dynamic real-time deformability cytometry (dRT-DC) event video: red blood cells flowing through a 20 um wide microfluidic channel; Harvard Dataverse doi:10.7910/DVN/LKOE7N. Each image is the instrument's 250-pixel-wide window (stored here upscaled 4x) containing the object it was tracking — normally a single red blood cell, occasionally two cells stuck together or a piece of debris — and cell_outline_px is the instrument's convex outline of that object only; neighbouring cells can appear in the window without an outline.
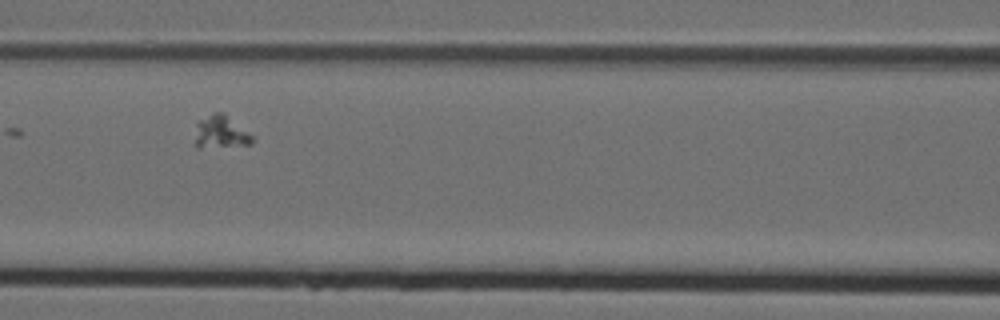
{"species": "Egyptian fruit bat (a non-hibernating species)", "species_latin": "Rousettus aegyptiacus", "temperature_condition": "cold", "stored_images_in_passage": 11, "camera_frame_rate_fps": 3000, "um_per_image_px": 0.085, "animal": {"sex": "female"}, "frame": {"image": 1, "passage_image": 7, "time_ms": 2.0, "image_size_px": [1000, 320], "cell_outline_px": [[256, 136], [252, 144], [200, 148], [196, 148], [196, 124], [200, 120], [212, 112], [224, 112]], "centroid_in_image_um": [18.82, 11.21], "position_along_channel_um": 147.8, "area_um2": 11.21}}
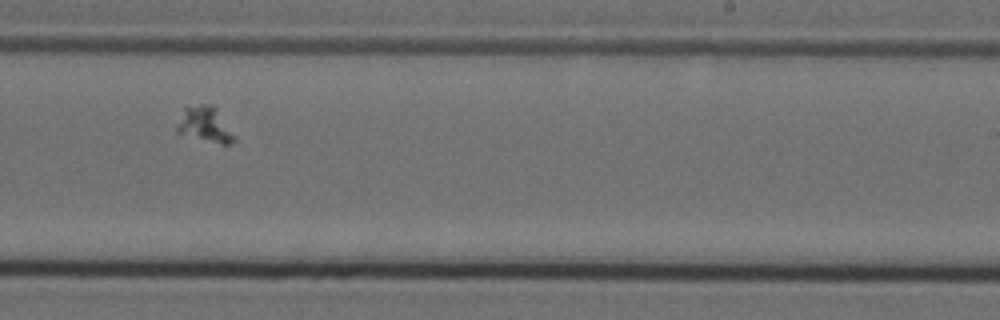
{"frame": {"image": 2, "passage_image": 10, "time_ms": 3.0, "image_size_px": [1000, 320], "cell_outline_px": [[236, 140], [232, 144], [220, 144], [176, 132], [176, 128], [184, 108], [200, 104], [212, 104], [216, 108], [236, 136]], "centroid_in_image_um": [17.47, 10.59], "position_along_channel_um": 271.5, "area_um2": 11.68}}
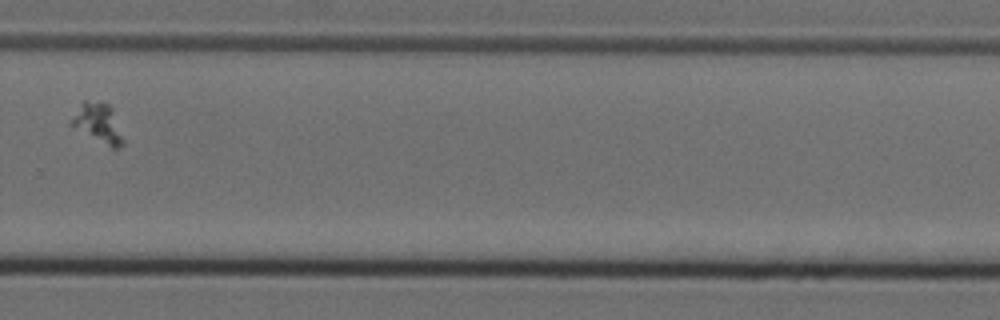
{"frame": {"image": 3, "passage_image": 11, "time_ms": 3.333, "image_size_px": [1000, 320], "cell_outline_px": [[124, 144], [116, 148], [112, 148], [72, 128], [68, 124], [84, 100], [108, 104], [112, 108], [124, 140]], "centroid_in_image_um": [8.33, 10.5], "position_along_channel_um": 321.5, "area_um2": 11.79}}